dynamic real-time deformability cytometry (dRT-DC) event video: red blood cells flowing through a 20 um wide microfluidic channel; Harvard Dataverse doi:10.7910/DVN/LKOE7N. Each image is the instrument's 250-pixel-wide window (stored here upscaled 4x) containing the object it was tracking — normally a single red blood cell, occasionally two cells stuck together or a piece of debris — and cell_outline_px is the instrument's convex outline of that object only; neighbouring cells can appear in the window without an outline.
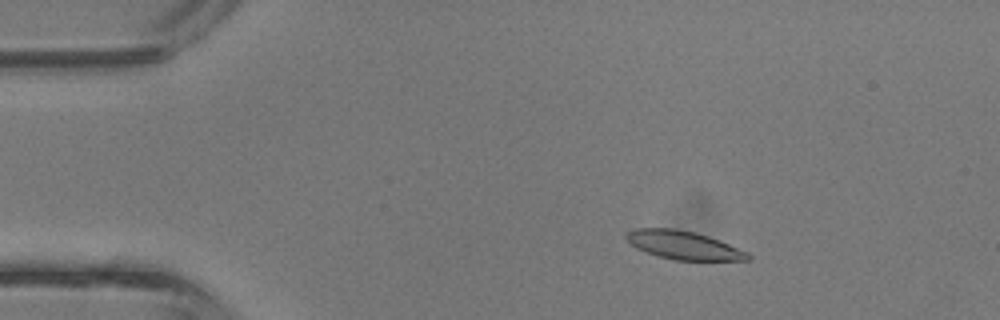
{"species": "common noctule bat (a hibernating species)", "species_latin": "Nyctalus noctula", "temperature_condition": "room temperature", "stored_images_in_passage": 2, "camera_frame_rate_fps": 3000, "um_per_image_px": 0.085, "animal": {"sex": "male", "body_mass_g": 13.3}, "frame": {"image": 1, "passage_image": 1, "time_ms": 0.0, "image_size_px": [1000, 320], "cell_outline_px": [[752, 260], [676, 260], [660, 256], [636, 248], [624, 236], [628, 232], [636, 228], [672, 228], [696, 232], [720, 240], [748, 252], [752, 256]], "centroid_in_image_um": [58.15, 20.83], "position_along_channel_um": 26.9, "area_um2": 20.0}}
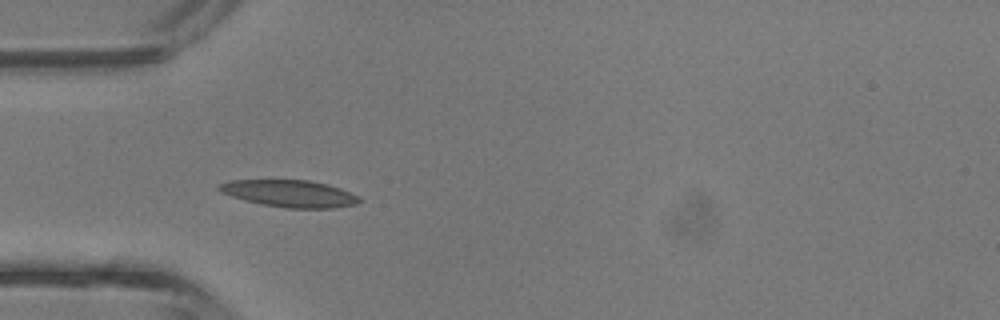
{"frame": {"image": 2, "passage_image": 2, "time_ms": 0.333, "image_size_px": [1000, 320], "cell_outline_px": [[360, 200], [356, 204], [332, 208], [288, 208], [264, 204], [244, 200], [220, 192], [216, 188], [220, 184], [228, 180], [308, 180], [328, 184], [340, 188], [360, 196]], "centroid_in_image_um": [24.62, 16.44], "position_along_channel_um": 60.4, "area_um2": 21.96}}